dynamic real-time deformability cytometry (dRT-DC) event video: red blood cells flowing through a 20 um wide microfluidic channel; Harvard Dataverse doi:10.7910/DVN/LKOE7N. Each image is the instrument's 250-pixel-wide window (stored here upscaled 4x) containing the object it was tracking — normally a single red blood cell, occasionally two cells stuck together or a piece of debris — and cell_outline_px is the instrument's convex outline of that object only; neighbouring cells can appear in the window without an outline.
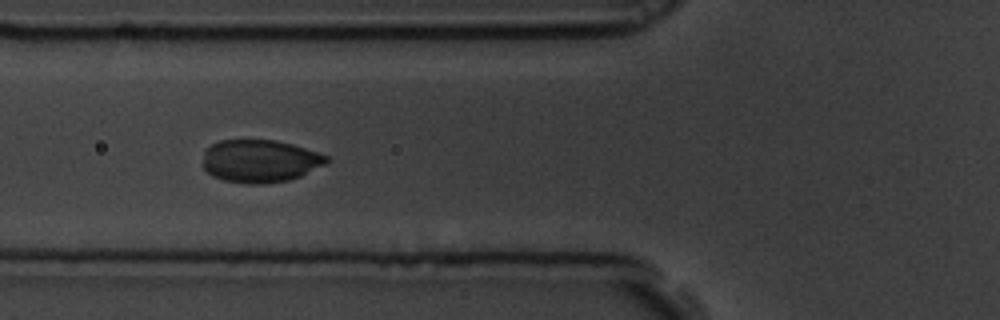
{"species": "common noctule bat (a hibernating species)", "species_latin": "Nyctalus noctula", "temperature_condition": "room temperature", "stored_images_in_passage": 3, "camera_frame_rate_fps": 3000, "um_per_image_px": 0.085, "animal": {"sex": "male", "body_mass_g": 19.5, "forearm_length_mm": 54.6}, "frame": {"image": 1, "passage_image": 3, "time_ms": 0.667, "image_size_px": [1000, 320], "cell_outline_px": [[328, 160], [324, 164], [300, 176], [288, 180], [260, 184], [248, 184], [224, 180], [212, 176], [200, 164], [204, 152], [212, 144], [220, 140], [276, 140], [292, 144], [328, 156]], "centroid_in_image_um": [22.04, 13.69], "position_along_channel_um": 103.8, "area_um2": 30.69}}